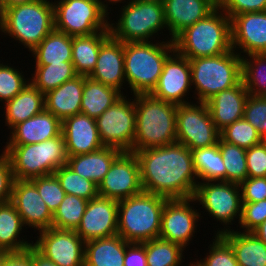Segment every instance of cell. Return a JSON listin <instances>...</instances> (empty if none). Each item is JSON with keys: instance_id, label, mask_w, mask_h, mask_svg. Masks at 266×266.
<instances>
[{"instance_id": "681fc988", "label": "cell", "mask_w": 266, "mask_h": 266, "mask_svg": "<svg viewBox=\"0 0 266 266\" xmlns=\"http://www.w3.org/2000/svg\"><path fill=\"white\" fill-rule=\"evenodd\" d=\"M218 7L231 19L238 14L266 11V0H220Z\"/></svg>"}, {"instance_id": "836d02e7", "label": "cell", "mask_w": 266, "mask_h": 266, "mask_svg": "<svg viewBox=\"0 0 266 266\" xmlns=\"http://www.w3.org/2000/svg\"><path fill=\"white\" fill-rule=\"evenodd\" d=\"M24 224L15 206L11 203L0 205V247L11 252H23L33 247L32 243L19 238ZM19 238V239H18Z\"/></svg>"}, {"instance_id": "d6986e66", "label": "cell", "mask_w": 266, "mask_h": 266, "mask_svg": "<svg viewBox=\"0 0 266 266\" xmlns=\"http://www.w3.org/2000/svg\"><path fill=\"white\" fill-rule=\"evenodd\" d=\"M10 202L17 209L25 227L35 228L39 232L52 227L53 214L31 180L15 179Z\"/></svg>"}, {"instance_id": "be15d7a7", "label": "cell", "mask_w": 266, "mask_h": 266, "mask_svg": "<svg viewBox=\"0 0 266 266\" xmlns=\"http://www.w3.org/2000/svg\"><path fill=\"white\" fill-rule=\"evenodd\" d=\"M216 6H218L219 5V3H220V0H211Z\"/></svg>"}, {"instance_id": "d590c367", "label": "cell", "mask_w": 266, "mask_h": 266, "mask_svg": "<svg viewBox=\"0 0 266 266\" xmlns=\"http://www.w3.org/2000/svg\"><path fill=\"white\" fill-rule=\"evenodd\" d=\"M78 76L72 62L36 65L30 82L43 94Z\"/></svg>"}, {"instance_id": "816d5d0a", "label": "cell", "mask_w": 266, "mask_h": 266, "mask_svg": "<svg viewBox=\"0 0 266 266\" xmlns=\"http://www.w3.org/2000/svg\"><path fill=\"white\" fill-rule=\"evenodd\" d=\"M15 178L8 157L0 155V205L11 201Z\"/></svg>"}, {"instance_id": "d6a6232c", "label": "cell", "mask_w": 266, "mask_h": 266, "mask_svg": "<svg viewBox=\"0 0 266 266\" xmlns=\"http://www.w3.org/2000/svg\"><path fill=\"white\" fill-rule=\"evenodd\" d=\"M31 53L35 65L72 62V36L53 29Z\"/></svg>"}, {"instance_id": "ab89813d", "label": "cell", "mask_w": 266, "mask_h": 266, "mask_svg": "<svg viewBox=\"0 0 266 266\" xmlns=\"http://www.w3.org/2000/svg\"><path fill=\"white\" fill-rule=\"evenodd\" d=\"M184 250L181 246L160 238L146 241L147 266H180Z\"/></svg>"}, {"instance_id": "7c38bea8", "label": "cell", "mask_w": 266, "mask_h": 266, "mask_svg": "<svg viewBox=\"0 0 266 266\" xmlns=\"http://www.w3.org/2000/svg\"><path fill=\"white\" fill-rule=\"evenodd\" d=\"M239 184L227 181H204L197 184L193 198L202 205L207 212L223 223L224 230H217L216 235L228 232L232 221L235 218L241 220L242 215V197ZM237 216V217H236ZM230 222V223H229ZM229 227V228H228Z\"/></svg>"}, {"instance_id": "e0dca14e", "label": "cell", "mask_w": 266, "mask_h": 266, "mask_svg": "<svg viewBox=\"0 0 266 266\" xmlns=\"http://www.w3.org/2000/svg\"><path fill=\"white\" fill-rule=\"evenodd\" d=\"M189 59L174 50L166 59L158 83L150 93L155 98L176 105L188 104L184 100L191 88Z\"/></svg>"}, {"instance_id": "9a60e30c", "label": "cell", "mask_w": 266, "mask_h": 266, "mask_svg": "<svg viewBox=\"0 0 266 266\" xmlns=\"http://www.w3.org/2000/svg\"><path fill=\"white\" fill-rule=\"evenodd\" d=\"M33 248L57 266H84L85 241L75 230L40 231Z\"/></svg>"}, {"instance_id": "7402d4cb", "label": "cell", "mask_w": 266, "mask_h": 266, "mask_svg": "<svg viewBox=\"0 0 266 266\" xmlns=\"http://www.w3.org/2000/svg\"><path fill=\"white\" fill-rule=\"evenodd\" d=\"M89 77L121 92L125 83L124 42L110 36L101 45L96 67Z\"/></svg>"}, {"instance_id": "f907efd6", "label": "cell", "mask_w": 266, "mask_h": 266, "mask_svg": "<svg viewBox=\"0 0 266 266\" xmlns=\"http://www.w3.org/2000/svg\"><path fill=\"white\" fill-rule=\"evenodd\" d=\"M242 202H257L266 199V177H247L241 184Z\"/></svg>"}, {"instance_id": "4fadbf2b", "label": "cell", "mask_w": 266, "mask_h": 266, "mask_svg": "<svg viewBox=\"0 0 266 266\" xmlns=\"http://www.w3.org/2000/svg\"><path fill=\"white\" fill-rule=\"evenodd\" d=\"M197 102L178 105L176 112V142L190 150L211 147L220 138L207 103Z\"/></svg>"}, {"instance_id": "f546056e", "label": "cell", "mask_w": 266, "mask_h": 266, "mask_svg": "<svg viewBox=\"0 0 266 266\" xmlns=\"http://www.w3.org/2000/svg\"><path fill=\"white\" fill-rule=\"evenodd\" d=\"M5 103V124L9 129L45 109L44 94L31 82H28L19 94Z\"/></svg>"}, {"instance_id": "6125c7cd", "label": "cell", "mask_w": 266, "mask_h": 266, "mask_svg": "<svg viewBox=\"0 0 266 266\" xmlns=\"http://www.w3.org/2000/svg\"><path fill=\"white\" fill-rule=\"evenodd\" d=\"M105 1H107V0H105ZM109 1V3H111V4H113L114 2H115V4L117 3V2H122L123 0H108ZM113 2V3H112Z\"/></svg>"}, {"instance_id": "7dc6e473", "label": "cell", "mask_w": 266, "mask_h": 266, "mask_svg": "<svg viewBox=\"0 0 266 266\" xmlns=\"http://www.w3.org/2000/svg\"><path fill=\"white\" fill-rule=\"evenodd\" d=\"M266 220V199L257 202H242L240 228L253 232Z\"/></svg>"}, {"instance_id": "6f0895ef", "label": "cell", "mask_w": 266, "mask_h": 266, "mask_svg": "<svg viewBox=\"0 0 266 266\" xmlns=\"http://www.w3.org/2000/svg\"><path fill=\"white\" fill-rule=\"evenodd\" d=\"M32 1H34V0H3L5 9L8 8V7H13V6H16V5L29 3V2H32Z\"/></svg>"}, {"instance_id": "603a6c76", "label": "cell", "mask_w": 266, "mask_h": 266, "mask_svg": "<svg viewBox=\"0 0 266 266\" xmlns=\"http://www.w3.org/2000/svg\"><path fill=\"white\" fill-rule=\"evenodd\" d=\"M171 41L186 27L205 18L217 6L211 0H162Z\"/></svg>"}, {"instance_id": "9c48e42d", "label": "cell", "mask_w": 266, "mask_h": 266, "mask_svg": "<svg viewBox=\"0 0 266 266\" xmlns=\"http://www.w3.org/2000/svg\"><path fill=\"white\" fill-rule=\"evenodd\" d=\"M127 4L120 8L122 11L118 22L109 23L110 34L114 39L122 42H149L155 33L158 35V31L167 28L162 0H131Z\"/></svg>"}, {"instance_id": "8992f818", "label": "cell", "mask_w": 266, "mask_h": 266, "mask_svg": "<svg viewBox=\"0 0 266 266\" xmlns=\"http://www.w3.org/2000/svg\"><path fill=\"white\" fill-rule=\"evenodd\" d=\"M4 147L2 152L8 157L16 180L53 175L59 167L67 164L68 156L62 133L39 143Z\"/></svg>"}, {"instance_id": "44dd1931", "label": "cell", "mask_w": 266, "mask_h": 266, "mask_svg": "<svg viewBox=\"0 0 266 266\" xmlns=\"http://www.w3.org/2000/svg\"><path fill=\"white\" fill-rule=\"evenodd\" d=\"M61 133L68 157L87 154L103 147L95 119L83 113L64 119Z\"/></svg>"}, {"instance_id": "7bdbcfd3", "label": "cell", "mask_w": 266, "mask_h": 266, "mask_svg": "<svg viewBox=\"0 0 266 266\" xmlns=\"http://www.w3.org/2000/svg\"><path fill=\"white\" fill-rule=\"evenodd\" d=\"M31 181L36 185L38 193L48 209L54 214L66 195L57 177L53 174L36 177L31 179Z\"/></svg>"}, {"instance_id": "1f68e13d", "label": "cell", "mask_w": 266, "mask_h": 266, "mask_svg": "<svg viewBox=\"0 0 266 266\" xmlns=\"http://www.w3.org/2000/svg\"><path fill=\"white\" fill-rule=\"evenodd\" d=\"M122 96L123 92L85 76L81 113L96 119Z\"/></svg>"}, {"instance_id": "11a10c76", "label": "cell", "mask_w": 266, "mask_h": 266, "mask_svg": "<svg viewBox=\"0 0 266 266\" xmlns=\"http://www.w3.org/2000/svg\"><path fill=\"white\" fill-rule=\"evenodd\" d=\"M33 266H57V265L52 261H49L46 258H44L33 248Z\"/></svg>"}, {"instance_id": "4dcf8cb0", "label": "cell", "mask_w": 266, "mask_h": 266, "mask_svg": "<svg viewBox=\"0 0 266 266\" xmlns=\"http://www.w3.org/2000/svg\"><path fill=\"white\" fill-rule=\"evenodd\" d=\"M110 36V31L72 36V63L78 75L89 76L92 73L96 67L99 49Z\"/></svg>"}, {"instance_id": "b9f144b4", "label": "cell", "mask_w": 266, "mask_h": 266, "mask_svg": "<svg viewBox=\"0 0 266 266\" xmlns=\"http://www.w3.org/2000/svg\"><path fill=\"white\" fill-rule=\"evenodd\" d=\"M220 137L228 143L248 149L263 140L256 129L244 118L236 120L220 132Z\"/></svg>"}, {"instance_id": "52a82bcc", "label": "cell", "mask_w": 266, "mask_h": 266, "mask_svg": "<svg viewBox=\"0 0 266 266\" xmlns=\"http://www.w3.org/2000/svg\"><path fill=\"white\" fill-rule=\"evenodd\" d=\"M54 29L53 2L34 0L5 9L0 31L32 51Z\"/></svg>"}, {"instance_id": "5bb4252c", "label": "cell", "mask_w": 266, "mask_h": 266, "mask_svg": "<svg viewBox=\"0 0 266 266\" xmlns=\"http://www.w3.org/2000/svg\"><path fill=\"white\" fill-rule=\"evenodd\" d=\"M143 192L140 165L134 152H121L98 185L101 197L120 201Z\"/></svg>"}, {"instance_id": "f6af8a7d", "label": "cell", "mask_w": 266, "mask_h": 266, "mask_svg": "<svg viewBox=\"0 0 266 266\" xmlns=\"http://www.w3.org/2000/svg\"><path fill=\"white\" fill-rule=\"evenodd\" d=\"M243 118L256 129L262 140L266 141V96L249 94L244 105Z\"/></svg>"}, {"instance_id": "ee69618b", "label": "cell", "mask_w": 266, "mask_h": 266, "mask_svg": "<svg viewBox=\"0 0 266 266\" xmlns=\"http://www.w3.org/2000/svg\"><path fill=\"white\" fill-rule=\"evenodd\" d=\"M22 73L14 67L0 63V101H9L28 84Z\"/></svg>"}, {"instance_id": "7a4b0ae2", "label": "cell", "mask_w": 266, "mask_h": 266, "mask_svg": "<svg viewBox=\"0 0 266 266\" xmlns=\"http://www.w3.org/2000/svg\"><path fill=\"white\" fill-rule=\"evenodd\" d=\"M133 152L176 143L177 106L151 94H136Z\"/></svg>"}, {"instance_id": "83f0119b", "label": "cell", "mask_w": 266, "mask_h": 266, "mask_svg": "<svg viewBox=\"0 0 266 266\" xmlns=\"http://www.w3.org/2000/svg\"><path fill=\"white\" fill-rule=\"evenodd\" d=\"M118 234L85 242L84 266H124L129 245Z\"/></svg>"}, {"instance_id": "f1b7e54d", "label": "cell", "mask_w": 266, "mask_h": 266, "mask_svg": "<svg viewBox=\"0 0 266 266\" xmlns=\"http://www.w3.org/2000/svg\"><path fill=\"white\" fill-rule=\"evenodd\" d=\"M220 236L232 248L238 266H266V244L254 233L229 230Z\"/></svg>"}, {"instance_id": "8d00e7d4", "label": "cell", "mask_w": 266, "mask_h": 266, "mask_svg": "<svg viewBox=\"0 0 266 266\" xmlns=\"http://www.w3.org/2000/svg\"><path fill=\"white\" fill-rule=\"evenodd\" d=\"M242 56V82L253 96H266V53Z\"/></svg>"}, {"instance_id": "bcb514c9", "label": "cell", "mask_w": 266, "mask_h": 266, "mask_svg": "<svg viewBox=\"0 0 266 266\" xmlns=\"http://www.w3.org/2000/svg\"><path fill=\"white\" fill-rule=\"evenodd\" d=\"M214 238L209 255L207 253L205 259L199 260L203 266H238L230 245L220 235H214Z\"/></svg>"}, {"instance_id": "ba28073f", "label": "cell", "mask_w": 266, "mask_h": 266, "mask_svg": "<svg viewBox=\"0 0 266 266\" xmlns=\"http://www.w3.org/2000/svg\"><path fill=\"white\" fill-rule=\"evenodd\" d=\"M189 63L191 83L195 86L199 102H206L216 93L236 86L242 80L241 53L233 49L217 56L189 59Z\"/></svg>"}, {"instance_id": "74e56055", "label": "cell", "mask_w": 266, "mask_h": 266, "mask_svg": "<svg viewBox=\"0 0 266 266\" xmlns=\"http://www.w3.org/2000/svg\"><path fill=\"white\" fill-rule=\"evenodd\" d=\"M88 200L66 194L58 209L53 214L52 228L60 230H76L83 214L85 213Z\"/></svg>"}, {"instance_id": "484cf974", "label": "cell", "mask_w": 266, "mask_h": 266, "mask_svg": "<svg viewBox=\"0 0 266 266\" xmlns=\"http://www.w3.org/2000/svg\"><path fill=\"white\" fill-rule=\"evenodd\" d=\"M84 81L85 76L78 75L44 94L45 110L52 113L61 122L81 113Z\"/></svg>"}, {"instance_id": "ac0fdd59", "label": "cell", "mask_w": 266, "mask_h": 266, "mask_svg": "<svg viewBox=\"0 0 266 266\" xmlns=\"http://www.w3.org/2000/svg\"><path fill=\"white\" fill-rule=\"evenodd\" d=\"M118 201L98 196L88 201L75 232L85 241L117 234Z\"/></svg>"}, {"instance_id": "30bf717a", "label": "cell", "mask_w": 266, "mask_h": 266, "mask_svg": "<svg viewBox=\"0 0 266 266\" xmlns=\"http://www.w3.org/2000/svg\"><path fill=\"white\" fill-rule=\"evenodd\" d=\"M102 0H58L53 2L54 29L69 36H88L110 31L108 5Z\"/></svg>"}, {"instance_id": "db71d44e", "label": "cell", "mask_w": 266, "mask_h": 266, "mask_svg": "<svg viewBox=\"0 0 266 266\" xmlns=\"http://www.w3.org/2000/svg\"><path fill=\"white\" fill-rule=\"evenodd\" d=\"M3 266H33V247L23 252H12Z\"/></svg>"}, {"instance_id": "3957f363", "label": "cell", "mask_w": 266, "mask_h": 266, "mask_svg": "<svg viewBox=\"0 0 266 266\" xmlns=\"http://www.w3.org/2000/svg\"><path fill=\"white\" fill-rule=\"evenodd\" d=\"M173 42L175 50L188 59L227 53L232 49L231 19L217 6L205 18L186 27Z\"/></svg>"}, {"instance_id": "cb8c5ba5", "label": "cell", "mask_w": 266, "mask_h": 266, "mask_svg": "<svg viewBox=\"0 0 266 266\" xmlns=\"http://www.w3.org/2000/svg\"><path fill=\"white\" fill-rule=\"evenodd\" d=\"M248 96L249 93L241 80L236 86L220 91L206 101L212 121L219 132L243 118Z\"/></svg>"}, {"instance_id": "f35d334b", "label": "cell", "mask_w": 266, "mask_h": 266, "mask_svg": "<svg viewBox=\"0 0 266 266\" xmlns=\"http://www.w3.org/2000/svg\"><path fill=\"white\" fill-rule=\"evenodd\" d=\"M217 143L226 167V181L240 185L248 177L246 149L225 142L221 137Z\"/></svg>"}, {"instance_id": "91938a15", "label": "cell", "mask_w": 266, "mask_h": 266, "mask_svg": "<svg viewBox=\"0 0 266 266\" xmlns=\"http://www.w3.org/2000/svg\"><path fill=\"white\" fill-rule=\"evenodd\" d=\"M5 12V6L3 0H0V22L2 21Z\"/></svg>"}, {"instance_id": "2e32d148", "label": "cell", "mask_w": 266, "mask_h": 266, "mask_svg": "<svg viewBox=\"0 0 266 266\" xmlns=\"http://www.w3.org/2000/svg\"><path fill=\"white\" fill-rule=\"evenodd\" d=\"M196 201L193 197L186 199H168L162 212L161 231L159 238L187 247L194 237L201 213L193 209L189 202Z\"/></svg>"}, {"instance_id": "e575fe53", "label": "cell", "mask_w": 266, "mask_h": 266, "mask_svg": "<svg viewBox=\"0 0 266 266\" xmlns=\"http://www.w3.org/2000/svg\"><path fill=\"white\" fill-rule=\"evenodd\" d=\"M197 177L204 181H226V167L218 143L191 150Z\"/></svg>"}, {"instance_id": "6da1fadb", "label": "cell", "mask_w": 266, "mask_h": 266, "mask_svg": "<svg viewBox=\"0 0 266 266\" xmlns=\"http://www.w3.org/2000/svg\"><path fill=\"white\" fill-rule=\"evenodd\" d=\"M144 192L168 199L194 196L198 179L192 152L180 143L147 148L135 152Z\"/></svg>"}, {"instance_id": "277c9868", "label": "cell", "mask_w": 266, "mask_h": 266, "mask_svg": "<svg viewBox=\"0 0 266 266\" xmlns=\"http://www.w3.org/2000/svg\"><path fill=\"white\" fill-rule=\"evenodd\" d=\"M168 198L142 192L118 201L117 234L129 243L159 238L162 212Z\"/></svg>"}, {"instance_id": "d4e9b609", "label": "cell", "mask_w": 266, "mask_h": 266, "mask_svg": "<svg viewBox=\"0 0 266 266\" xmlns=\"http://www.w3.org/2000/svg\"><path fill=\"white\" fill-rule=\"evenodd\" d=\"M62 122L45 109L11 129L6 145H25L46 141L61 134Z\"/></svg>"}, {"instance_id": "8fae6325", "label": "cell", "mask_w": 266, "mask_h": 266, "mask_svg": "<svg viewBox=\"0 0 266 266\" xmlns=\"http://www.w3.org/2000/svg\"><path fill=\"white\" fill-rule=\"evenodd\" d=\"M122 96L95 119L104 147H113L121 152H133L136 132L135 98Z\"/></svg>"}, {"instance_id": "94428289", "label": "cell", "mask_w": 266, "mask_h": 266, "mask_svg": "<svg viewBox=\"0 0 266 266\" xmlns=\"http://www.w3.org/2000/svg\"><path fill=\"white\" fill-rule=\"evenodd\" d=\"M189 266H203V264L200 262V261H196V263L195 262H190V264H188Z\"/></svg>"}, {"instance_id": "60d3db41", "label": "cell", "mask_w": 266, "mask_h": 266, "mask_svg": "<svg viewBox=\"0 0 266 266\" xmlns=\"http://www.w3.org/2000/svg\"><path fill=\"white\" fill-rule=\"evenodd\" d=\"M54 175L59 180L66 194L75 195L88 201L99 196L98 185L91 180L81 177L67 165L59 167L54 172Z\"/></svg>"}, {"instance_id": "f5cc1de1", "label": "cell", "mask_w": 266, "mask_h": 266, "mask_svg": "<svg viewBox=\"0 0 266 266\" xmlns=\"http://www.w3.org/2000/svg\"><path fill=\"white\" fill-rule=\"evenodd\" d=\"M124 266H147L145 242L130 243L125 252Z\"/></svg>"}, {"instance_id": "680465c9", "label": "cell", "mask_w": 266, "mask_h": 266, "mask_svg": "<svg viewBox=\"0 0 266 266\" xmlns=\"http://www.w3.org/2000/svg\"><path fill=\"white\" fill-rule=\"evenodd\" d=\"M11 253L12 252L9 249L0 247V266H3L4 262L8 259Z\"/></svg>"}, {"instance_id": "ffe728a7", "label": "cell", "mask_w": 266, "mask_h": 266, "mask_svg": "<svg viewBox=\"0 0 266 266\" xmlns=\"http://www.w3.org/2000/svg\"><path fill=\"white\" fill-rule=\"evenodd\" d=\"M231 47L245 55L266 53V11L231 18Z\"/></svg>"}, {"instance_id": "5b68a950", "label": "cell", "mask_w": 266, "mask_h": 266, "mask_svg": "<svg viewBox=\"0 0 266 266\" xmlns=\"http://www.w3.org/2000/svg\"><path fill=\"white\" fill-rule=\"evenodd\" d=\"M175 50L174 42H124L125 81L136 94H150L156 87L164 62Z\"/></svg>"}, {"instance_id": "4316f807", "label": "cell", "mask_w": 266, "mask_h": 266, "mask_svg": "<svg viewBox=\"0 0 266 266\" xmlns=\"http://www.w3.org/2000/svg\"><path fill=\"white\" fill-rule=\"evenodd\" d=\"M120 153L116 148L103 146L87 154L69 156L66 165L81 177L99 185Z\"/></svg>"}, {"instance_id": "9f6ffc18", "label": "cell", "mask_w": 266, "mask_h": 266, "mask_svg": "<svg viewBox=\"0 0 266 266\" xmlns=\"http://www.w3.org/2000/svg\"><path fill=\"white\" fill-rule=\"evenodd\" d=\"M252 233H254L263 243L266 244V220L260 224Z\"/></svg>"}, {"instance_id": "c3c4849f", "label": "cell", "mask_w": 266, "mask_h": 266, "mask_svg": "<svg viewBox=\"0 0 266 266\" xmlns=\"http://www.w3.org/2000/svg\"><path fill=\"white\" fill-rule=\"evenodd\" d=\"M248 177H266V141L246 149Z\"/></svg>"}]
</instances>
